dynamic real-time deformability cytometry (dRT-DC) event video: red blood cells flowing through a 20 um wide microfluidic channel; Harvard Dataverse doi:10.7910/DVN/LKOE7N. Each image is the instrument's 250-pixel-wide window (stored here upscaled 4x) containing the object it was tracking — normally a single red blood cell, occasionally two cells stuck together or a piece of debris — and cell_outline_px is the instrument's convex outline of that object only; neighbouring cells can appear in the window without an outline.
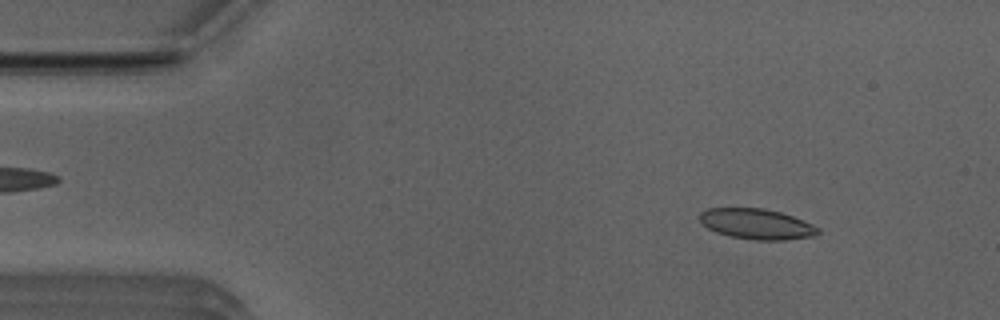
{"species": "Egyptian fruit bat (a non-hibernating species)", "species_latin": "Rousettus aegyptiacus", "temperature_condition": "room temperature", "stored_images_in_passage": 51, "camera_frame_rate_fps": 3000, "um_per_image_px": 0.085, "animal": {"sex": "male"}, "frame": {"image": 1, "passage_image": 5, "time_ms": 1.333, "image_size_px": [1000, 320], "cell_outline_px": [[820, 232], [816, 236], [784, 240], [756, 240], [732, 236], [716, 232], [708, 228], [700, 220], [700, 212], [708, 208], [764, 208], [780, 212], [792, 216], [812, 224], [820, 228]], "centroid_in_image_um": [64.35, 19.04], "position_along_channel_um": 20.7, "area_um2": 20.92}}
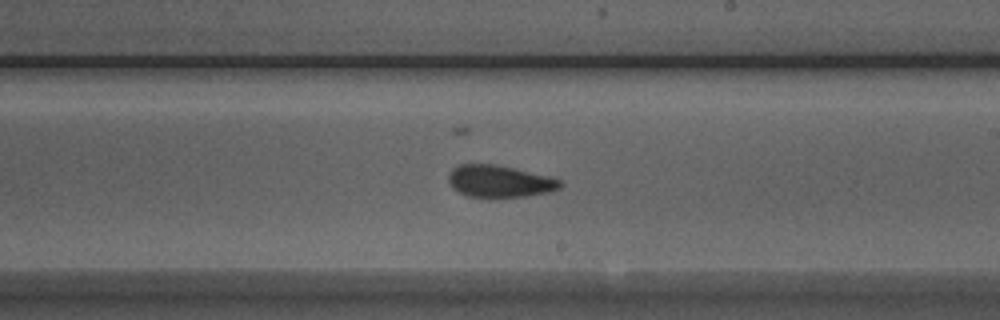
{"frame": {"image": 2, "passage_image": 28, "time_ms": 9.0, "image_size_px": [1000, 320], "cell_outline_px": [[564, 184], [560, 188], [552, 192], [524, 196], [488, 200], [468, 196], [452, 188], [448, 180], [448, 176], [452, 168], [460, 164], [496, 164], [548, 176], [560, 180]], "centroid_in_image_um": [42.45, 15.45], "position_along_channel_um": 246.5, "area_um2": 21.44}}
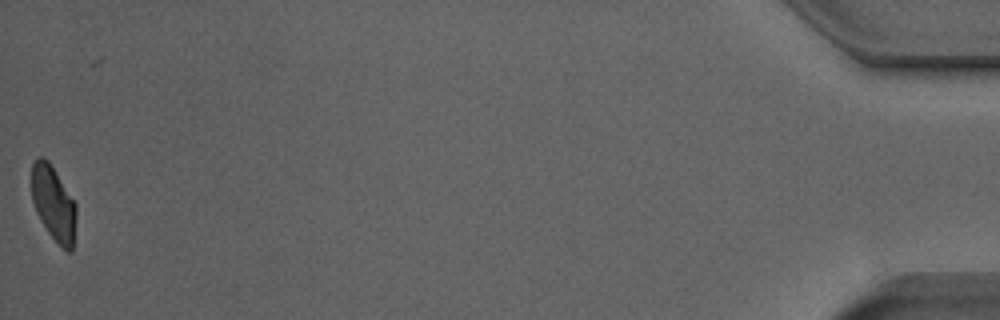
{"frame": {"image": 3, "passage_image": 50, "time_ms": 16.333, "image_size_px": [1000, 320], "cell_outline_px": [[76, 216], [72, 252], [68, 252], [60, 248], [48, 232], [40, 220], [36, 212], [32, 200], [32, 164], [40, 156], [44, 156], [48, 160], [76, 204]], "centroid_in_image_um": [4.55, 17.33], "position_along_channel_um": 430.7, "area_um2": 19.42}, "authors_computed_cell_mechanics": {"area_um2": 20.808, "velocity_mm_per_s": 3.9551, "shape_relaxation_time_tau1_ms": 6.8328, "shape_relaxation_time_tau2_ms": 2.0121, "deformation_change_tau1": 0.168, "deformation_change_tau2": 0.0708}}